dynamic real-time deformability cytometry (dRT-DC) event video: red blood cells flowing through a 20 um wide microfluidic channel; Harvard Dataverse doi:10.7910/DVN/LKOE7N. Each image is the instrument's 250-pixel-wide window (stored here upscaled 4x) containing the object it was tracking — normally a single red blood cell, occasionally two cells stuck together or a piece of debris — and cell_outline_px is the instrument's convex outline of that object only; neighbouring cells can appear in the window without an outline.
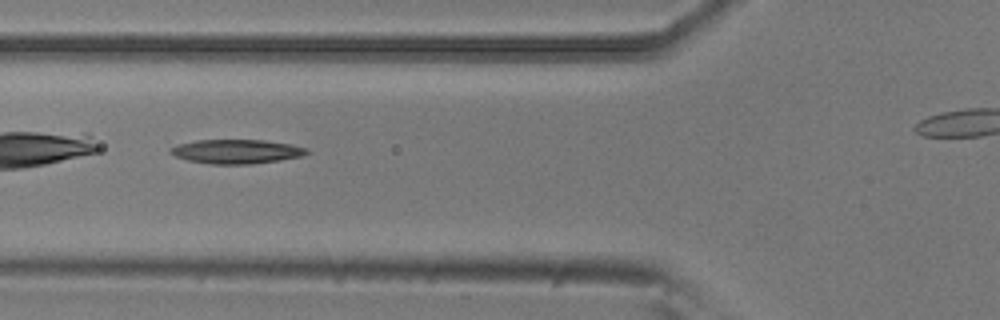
{"species": "common noctule bat (a hibernating species)", "species_latin": "Nyctalus noctula", "temperature_condition": "room temperature", "stored_images_in_passage": 8, "camera_frame_rate_fps": 3000, "um_per_image_px": 0.085, "animal": {"sex": "male", "body_mass_g": 20.5, "forearm_length_mm": 52.5}, "frame": {"image": 1, "passage_image": 6, "time_ms": 1.667, "image_size_px": [1000, 320], "cell_outline_px": [[308, 152], [304, 156], [280, 160], [252, 164], [212, 164], [188, 160], [176, 156], [168, 152], [176, 144], [196, 140], [264, 140], [292, 144], [308, 148]], "centroid_in_image_um": [20.13, 12.87], "position_along_channel_um": 105.7, "area_um2": 19.25}}
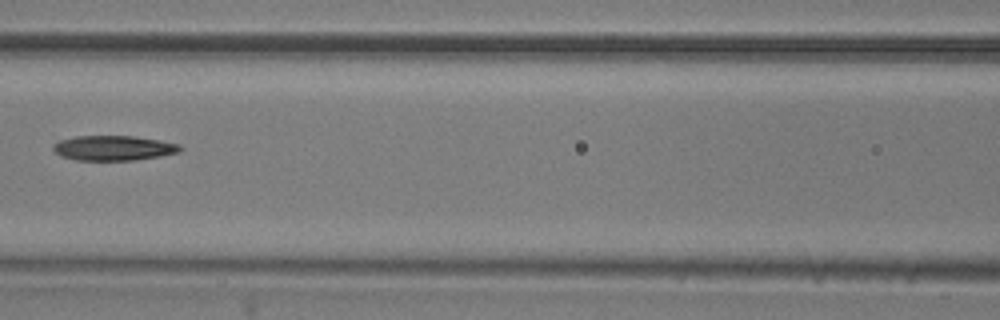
{"frame": {"image": 2, "passage_image": 7, "time_ms": 2.0, "image_size_px": [1000, 320], "cell_outline_px": [[184, 148], [180, 152], [160, 156], [132, 160], [76, 160], [60, 156], [52, 148], [52, 144], [60, 140], [76, 136], [132, 136], [160, 140], [180, 144]], "centroid_in_image_um": [9.66, 12.58], "position_along_channel_um": 156.9, "area_um2": 18.5}}
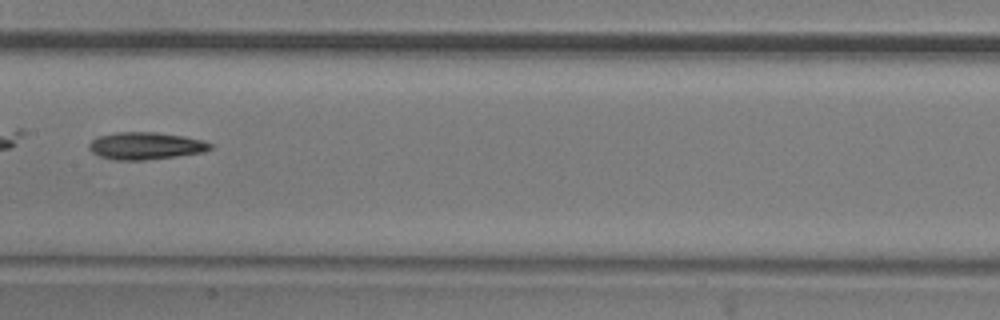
{"frame": {"image": 3, "passage_image": 8, "time_ms": 2.333, "image_size_px": [1000, 320], "cell_outline_px": [[212, 148], [204, 152], [176, 156], [144, 160], [116, 160], [100, 156], [92, 152], [88, 148], [88, 144], [96, 136], [116, 132], [156, 132], [184, 136], [204, 140], [212, 144]], "centroid_in_image_um": [12.37, 12.39], "position_along_channel_um": 195.0, "area_um2": 19.36}}